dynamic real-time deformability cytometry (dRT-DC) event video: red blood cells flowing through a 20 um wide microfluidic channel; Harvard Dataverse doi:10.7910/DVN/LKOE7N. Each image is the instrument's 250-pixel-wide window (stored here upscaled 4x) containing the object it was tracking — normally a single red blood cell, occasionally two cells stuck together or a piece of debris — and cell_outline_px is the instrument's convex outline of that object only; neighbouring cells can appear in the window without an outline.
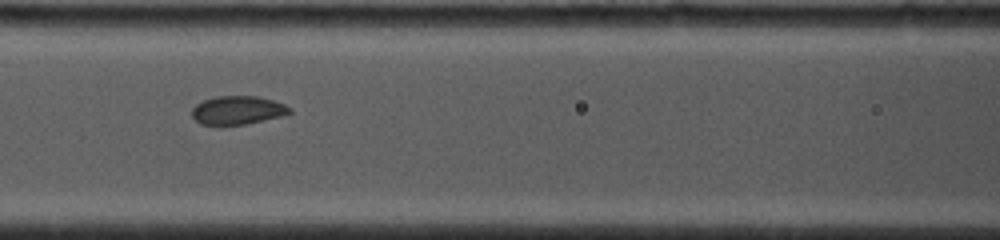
{"species": "common noctule bat (a hibernating species)", "species_latin": "Nyctalus noctula", "temperature_condition": "cold", "stored_images_in_passage": 8, "segment_of_instrument_passage": [1, 2], "camera_frame_rate_fps": 4500, "um_per_image_px": 0.085, "animal": {"sex": "female", "body_mass_g": 19.0, "forearm_length_mm": 53.3}, "frame": {"image": 1, "passage_image": 6, "time_ms": 4.0, "image_size_px": [1000, 240], "cell_outline_px": [[292, 112], [280, 116], [244, 124], [216, 128], [200, 124], [192, 116], [192, 108], [196, 104], [204, 100], [216, 96], [260, 96], [284, 104], [292, 108]], "centroid_in_image_um": [20.14, 9.4], "position_along_channel_um": 146.5, "area_um2": 16.65}}
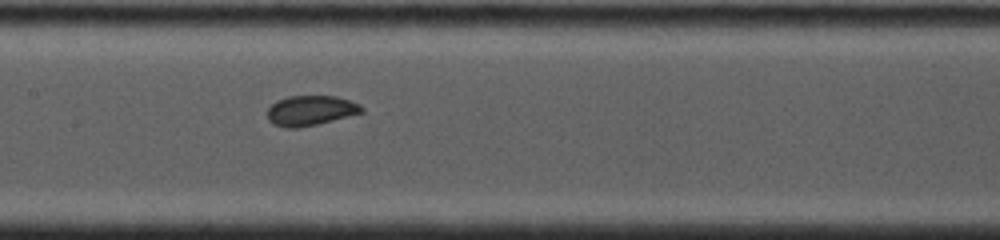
{"frame": {"image": 2, "passage_image": 7, "time_ms": 4.889, "image_size_px": [1000, 240], "cell_outline_px": [[364, 112], [316, 124], [296, 128], [284, 128], [272, 124], [268, 120], [268, 108], [276, 100], [288, 96], [336, 96], [360, 104], [364, 108]], "centroid_in_image_um": [26.37, 9.39], "position_along_channel_um": 181.0, "area_um2": 16.47}}